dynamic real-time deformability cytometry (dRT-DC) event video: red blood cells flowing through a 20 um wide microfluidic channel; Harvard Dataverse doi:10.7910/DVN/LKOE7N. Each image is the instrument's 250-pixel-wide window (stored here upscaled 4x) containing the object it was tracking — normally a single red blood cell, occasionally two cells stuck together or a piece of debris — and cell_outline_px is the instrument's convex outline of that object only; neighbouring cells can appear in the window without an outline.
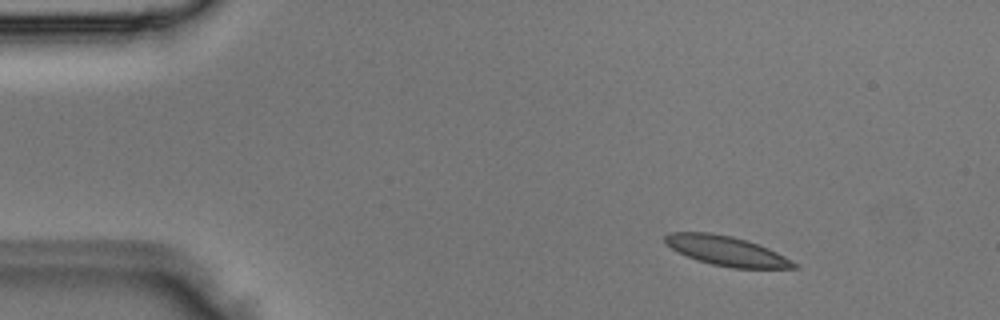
{"species": "Egyptian fruit bat (a non-hibernating species)", "species_latin": "Rousettus aegyptiacus", "temperature_condition": "room temperature", "stored_images_in_passage": 2, "camera_frame_rate_fps": 3000, "um_per_image_px": 0.085, "animal": {"sex": "male"}, "frame": {"image": 1, "passage_image": 1, "time_ms": 0.0, "image_size_px": [1000, 320], "cell_outline_px": [[800, 268], [732, 268], [712, 264], [696, 260], [664, 244], [664, 236], [672, 232], [708, 232], [732, 236], [768, 248], [792, 260]], "centroid_in_image_um": [61.73, 21.33], "position_along_channel_um": 23.3, "area_um2": 21.96}}